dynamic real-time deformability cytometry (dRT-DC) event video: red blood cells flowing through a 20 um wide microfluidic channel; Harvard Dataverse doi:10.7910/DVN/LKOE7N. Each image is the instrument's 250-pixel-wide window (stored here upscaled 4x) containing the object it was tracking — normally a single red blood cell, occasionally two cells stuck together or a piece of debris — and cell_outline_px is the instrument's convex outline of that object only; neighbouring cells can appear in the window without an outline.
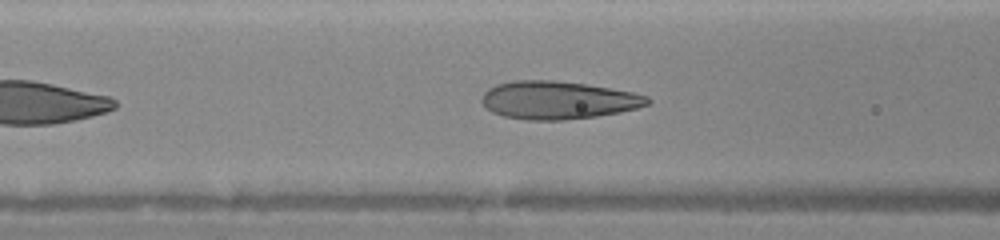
{"species": "human", "species_latin": "Homo sapiens", "temperature_condition": "warm", "stored_images_in_passage": 35, "camera_frame_rate_fps": 3000, "um_per_image_px": 0.085, "donor": {"sex": "female"}, "frame": {"image": 1, "passage_image": 8, "time_ms": 2.333, "image_size_px": [1000, 240], "cell_outline_px": [[652, 100], [648, 104], [636, 108], [620, 112], [596, 116], [564, 120], [524, 120], [504, 116], [492, 112], [480, 100], [484, 92], [488, 88], [496, 84], [512, 80], [552, 80], [584, 84], [632, 92], [648, 96]], "centroid_in_image_um": [47.4, 8.51], "position_along_channel_um": 119.2, "area_um2": 36.59}}
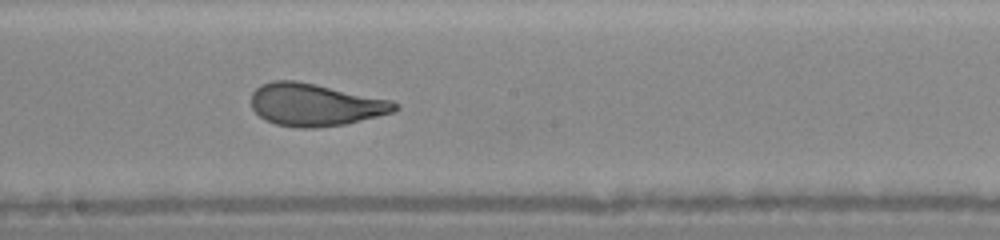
{"frame": {"image": 2, "passage_image": 15, "time_ms": 4.667, "image_size_px": [1000, 240], "cell_outline_px": [[400, 108], [392, 112], [344, 124], [316, 128], [296, 128], [276, 124], [264, 120], [252, 108], [252, 92], [260, 84], [276, 80], [296, 80], [392, 100], [400, 104]], "centroid_in_image_um": [26.77, 8.9], "position_along_channel_um": 221.4, "area_um2": 35.49}}
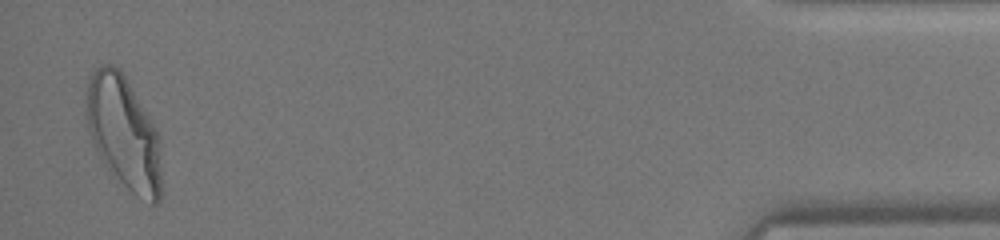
{"frame": {"image": 3, "passage_image": 34, "time_ms": 11.0, "image_size_px": [1000, 240], "cell_outline_px": [[160, 200], [156, 204], [152, 204], [136, 196], [108, 172], [96, 148], [88, 128], [88, 84], [92, 72], [100, 64], [112, 64], [124, 76], [156, 128], [160, 144]], "centroid_in_image_um": [10.54, 11.34], "position_along_channel_um": 424.7, "area_um2": 48.61}}